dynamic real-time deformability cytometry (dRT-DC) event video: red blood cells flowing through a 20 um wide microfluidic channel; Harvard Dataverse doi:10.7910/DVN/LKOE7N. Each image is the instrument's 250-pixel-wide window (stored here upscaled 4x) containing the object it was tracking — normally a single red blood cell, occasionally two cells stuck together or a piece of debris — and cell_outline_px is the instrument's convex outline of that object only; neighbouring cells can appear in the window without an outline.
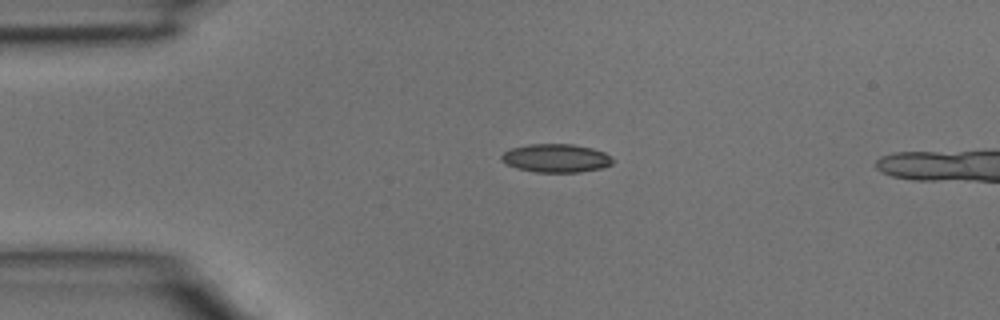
{"species": "common noctule bat (a hibernating species)", "species_latin": "Nyctalus noctula", "temperature_condition": "room temperature", "stored_images_in_passage": 4, "camera_frame_rate_fps": 3000, "um_per_image_px": 0.085, "animal": {"sex": "male", "body_mass_g": 15.6}, "frame": {"image": 1, "passage_image": 2, "time_ms": 0.333, "image_size_px": [1000, 320], "cell_outline_px": [[612, 164], [600, 168], [580, 172], [536, 172], [516, 168], [500, 160], [500, 156], [504, 152], [512, 148], [528, 144], [572, 144], [592, 148], [604, 152], [612, 160]], "centroid_in_image_um": [47.22, 13.44], "position_along_channel_um": 37.8, "area_um2": 18.26}}
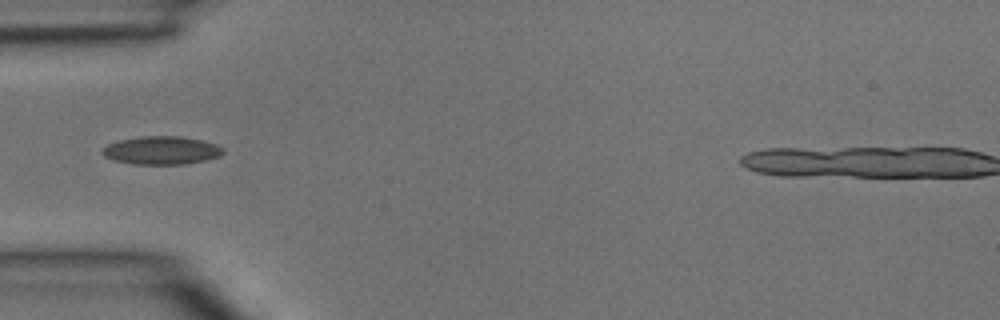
{"frame": {"image": 2, "passage_image": 3, "time_ms": 0.667, "image_size_px": [1000, 320], "cell_outline_px": [[224, 152], [220, 156], [204, 160], [184, 164], [132, 164], [112, 160], [104, 156], [100, 152], [108, 144], [120, 140], [140, 136], [180, 136], [200, 140], [216, 144], [224, 148]], "centroid_in_image_um": [13.71, 12.78], "position_along_channel_um": 71.3, "area_um2": 19.83}}